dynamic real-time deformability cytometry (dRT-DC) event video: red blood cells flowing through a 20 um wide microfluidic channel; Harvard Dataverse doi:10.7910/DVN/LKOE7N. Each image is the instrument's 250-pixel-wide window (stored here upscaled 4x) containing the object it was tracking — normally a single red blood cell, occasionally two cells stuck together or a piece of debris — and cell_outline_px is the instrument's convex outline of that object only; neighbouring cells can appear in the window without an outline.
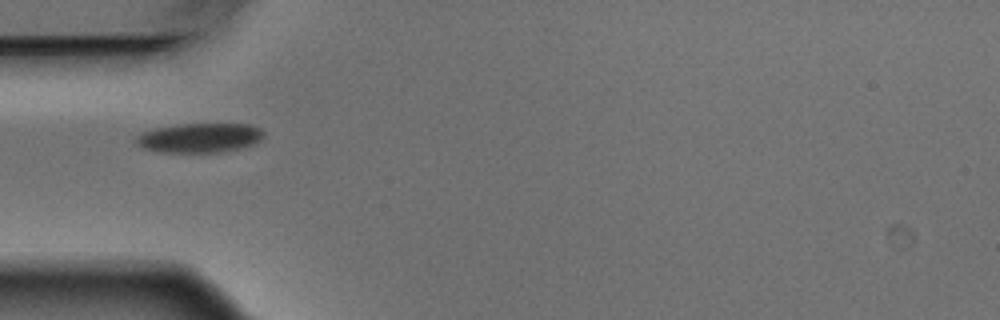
{"species": "Egyptian fruit bat (a non-hibernating species)", "species_latin": "Rousettus aegyptiacus", "temperature_condition": "warm", "stored_images_in_passage": 7, "camera_frame_rate_fps": 3000, "um_per_image_px": 0.085, "animal": {"sex": "male"}, "frame": {"image": 1, "passage_image": 1, "time_ms": 0.0, "image_size_px": [1000, 320], "cell_outline_px": [[264, 136], [260, 140], [252, 144], [220, 152], [160, 152], [144, 148], [136, 144], [136, 136], [144, 132], [156, 128], [176, 124], [252, 124], [260, 128], [264, 132]], "centroid_in_image_um": [16.97, 11.7], "position_along_channel_um": 68.0, "area_um2": 21.73}}
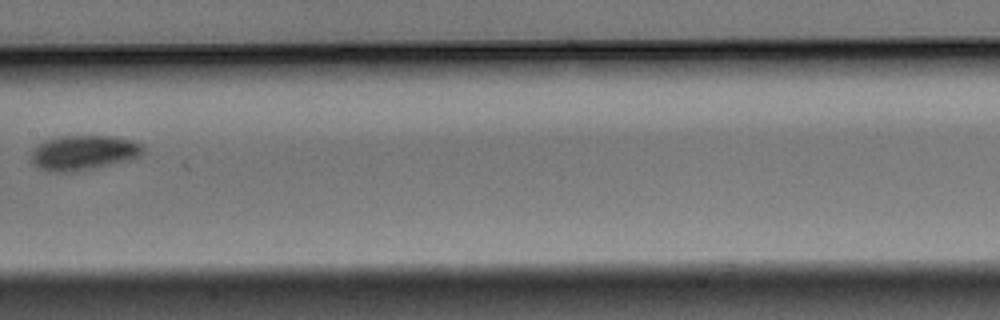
{"frame": {"image": 2, "passage_image": 4, "time_ms": 1.0, "image_size_px": [1000, 320], "cell_outline_px": [[144, 148], [140, 156], [128, 160], [96, 168], [72, 172], [52, 172], [40, 168], [32, 160], [32, 148], [36, 144], [44, 140], [60, 136], [116, 136], [132, 140], [140, 144]], "centroid_in_image_um": [7.09, 12.97], "position_along_channel_um": 200.3, "area_um2": 22.77}}
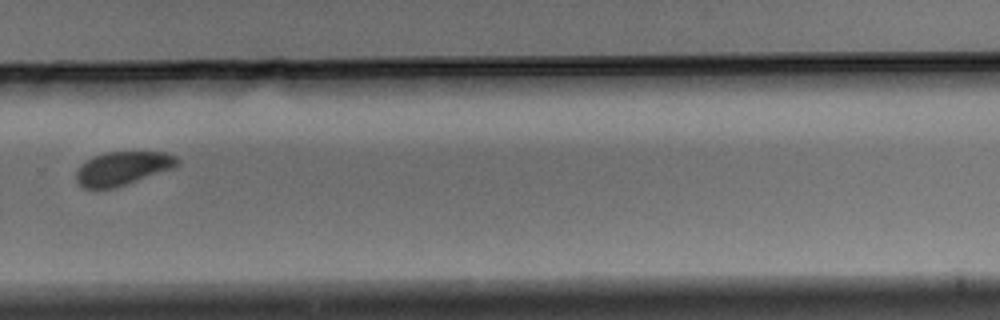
{"frame": {"image": 3, "passage_image": 7, "time_ms": 2.0, "image_size_px": [1000, 320], "cell_outline_px": [[180, 164], [172, 168], [116, 188], [84, 188], [76, 180], [76, 172], [80, 164], [84, 160], [92, 156], [108, 152], [168, 152], [176, 156], [180, 160]], "centroid_in_image_um": [10.42, 14.29], "position_along_channel_um": 319.4, "area_um2": 19.88}}